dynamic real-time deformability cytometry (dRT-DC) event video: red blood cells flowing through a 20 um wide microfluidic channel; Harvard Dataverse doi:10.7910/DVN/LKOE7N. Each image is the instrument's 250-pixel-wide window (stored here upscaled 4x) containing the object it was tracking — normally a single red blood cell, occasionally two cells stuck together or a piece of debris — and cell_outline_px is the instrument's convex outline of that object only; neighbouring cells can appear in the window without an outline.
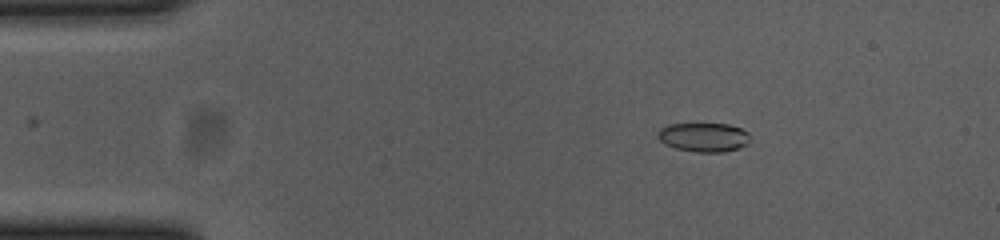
{"species": "common noctule bat (a hibernating species)", "species_latin": "Nyctalus noctula", "temperature_condition": "cold", "stored_images_in_passage": 35, "camera_frame_rate_fps": 3000, "um_per_image_px": 0.085, "animal": {"sex": "female", "body_mass_g": 23.0, "forearm_length_mm": 53.4}, "frame": {"image": 1, "passage_image": 1, "time_ms": 0.0, "image_size_px": [1000, 240], "cell_outline_px": [[748, 144], [724, 152], [696, 152], [676, 148], [664, 144], [656, 136], [660, 128], [668, 124], [728, 124], [740, 128], [748, 132]], "centroid_in_image_um": [59.78, 11.66], "position_along_channel_um": 25.2, "area_um2": 15.55}}
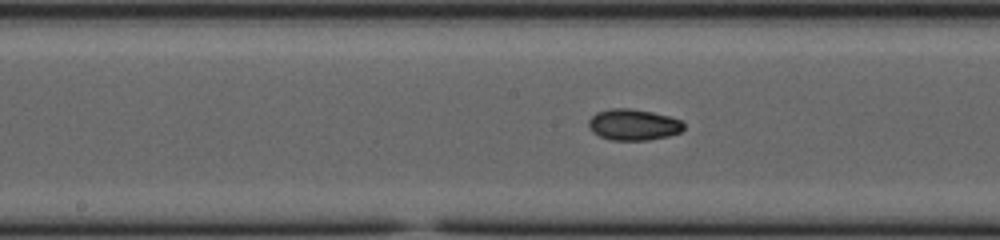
{"frame": {"image": 2, "passage_image": 20, "time_ms": 6.333, "image_size_px": [1000, 240], "cell_outline_px": [[684, 128], [680, 132], [668, 136], [648, 140], [612, 140], [600, 136], [592, 132], [588, 124], [588, 120], [596, 112], [612, 108], [628, 108], [652, 112], [668, 116], [680, 120], [684, 124]], "centroid_in_image_um": [53.82, 10.6], "position_along_channel_um": 194.4, "area_um2": 17.22}}
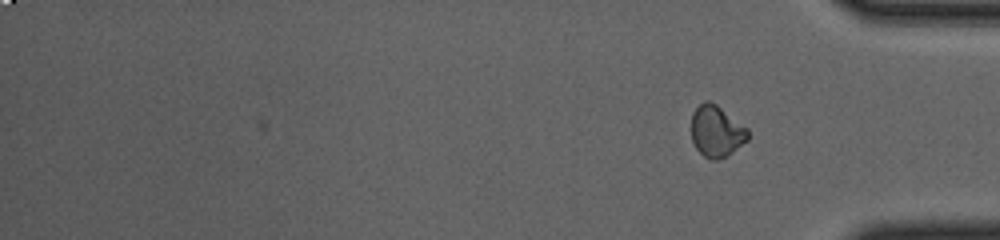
{"frame": {"image": 3, "passage_image": 35, "time_ms": 11.333, "image_size_px": [1000, 240], "cell_outline_px": [[748, 140], [728, 156], [716, 160], [712, 160], [704, 156], [696, 148], [692, 140], [692, 112], [704, 100], [708, 100], [716, 104], [748, 128]], "centroid_in_image_um": [60.91, 11.16], "position_along_channel_um": 374.3, "area_um2": 16.99}, "authors_computed_cell_mechanics": {"area_um2": 16.6464, "velocity_mm_per_s": 3.699, "shape_relaxation_time_tau1_ms": null, "shape_relaxation_time_tau2_ms": 6.328, "deformation_change_tau1": null, "deformation_change_tau2": 0.0717}}